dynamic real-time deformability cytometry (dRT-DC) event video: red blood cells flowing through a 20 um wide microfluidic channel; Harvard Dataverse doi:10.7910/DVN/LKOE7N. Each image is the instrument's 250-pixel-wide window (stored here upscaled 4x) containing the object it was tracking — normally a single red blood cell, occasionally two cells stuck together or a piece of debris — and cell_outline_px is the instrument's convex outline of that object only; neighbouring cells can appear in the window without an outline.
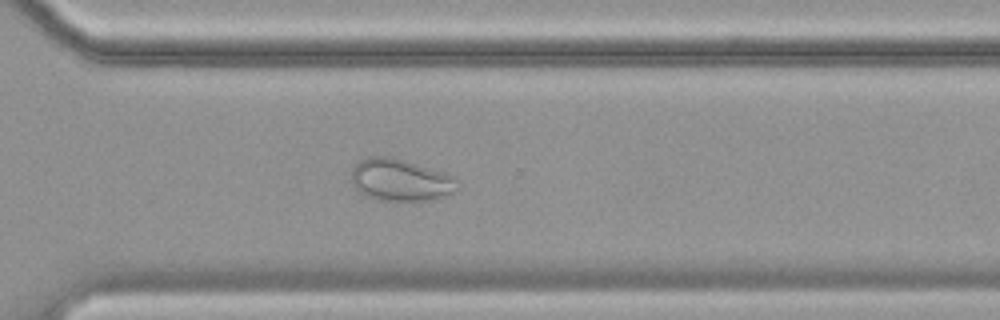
{"species": "common noctule bat (a hibernating species)", "species_latin": "Nyctalus noctula", "temperature_condition": "cold", "stored_images_in_passage": 58, "camera_frame_rate_fps": 3000, "um_per_image_px": 0.085, "animal": {"sex": "female", "body_mass_g": 19.9}, "frame": {"image": 1, "passage_image": 42, "time_ms": 13.667, "image_size_px": [1000, 320], "cell_outline_px": [[460, 188], [444, 196], [428, 200], [376, 200], [364, 196], [352, 184], [352, 168], [360, 160], [368, 156], [392, 156], [452, 176], [460, 180]], "centroid_in_image_um": [34.02, 15.3], "position_along_channel_um": 336.6, "area_um2": 25.95}}
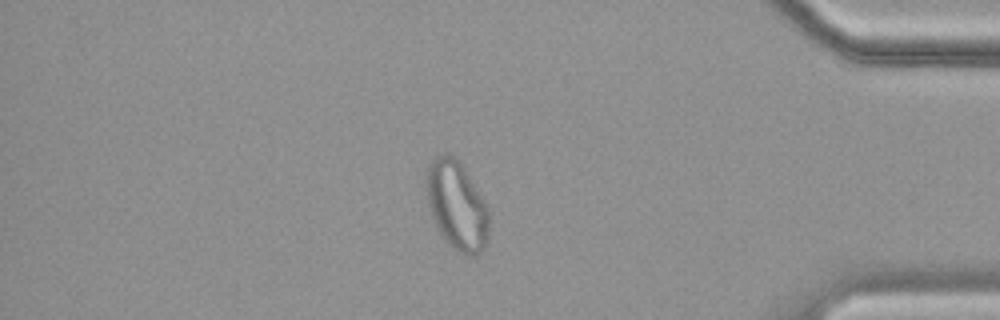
{"frame": {"image": 2, "passage_image": 50, "time_ms": 16.333, "image_size_px": [1000, 320], "cell_outline_px": [[488, 240], [484, 248], [476, 256], [468, 256], [456, 252], [444, 240], [432, 216], [428, 204], [424, 180], [428, 168], [432, 160], [436, 156], [444, 152], [448, 152], [464, 168], [484, 200], [488, 208]], "centroid_in_image_um": [38.81, 17.49], "position_along_channel_um": 396.4, "area_um2": 32.54}}